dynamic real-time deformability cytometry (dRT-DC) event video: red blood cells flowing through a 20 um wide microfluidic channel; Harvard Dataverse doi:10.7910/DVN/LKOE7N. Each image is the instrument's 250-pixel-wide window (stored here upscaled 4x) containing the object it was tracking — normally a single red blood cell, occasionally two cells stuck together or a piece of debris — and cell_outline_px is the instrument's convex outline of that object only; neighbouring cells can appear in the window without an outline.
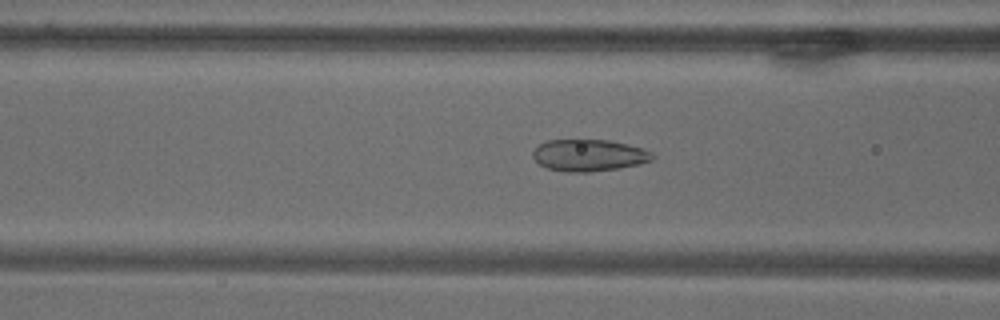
{"species": "common noctule bat (a hibernating species)", "species_latin": "Nyctalus noctula", "temperature_condition": "warm", "stored_images_in_passage": 72, "camera_frame_rate_fps": 3000, "um_per_image_px": 0.085, "animal": {"sex": "male", "body_mass_g": 18.8}, "frame": {"image": 1, "passage_image": 30, "time_ms": 9.667, "image_size_px": [1000, 320], "cell_outline_px": [[656, 156], [652, 160], [640, 164], [620, 168], [588, 172], [564, 172], [548, 168], [540, 164], [532, 156], [532, 152], [540, 144], [548, 140], [608, 140], [644, 148], [652, 152]], "centroid_in_image_um": [50.09, 13.2], "position_along_channel_um": 116.5, "area_um2": 22.2}}
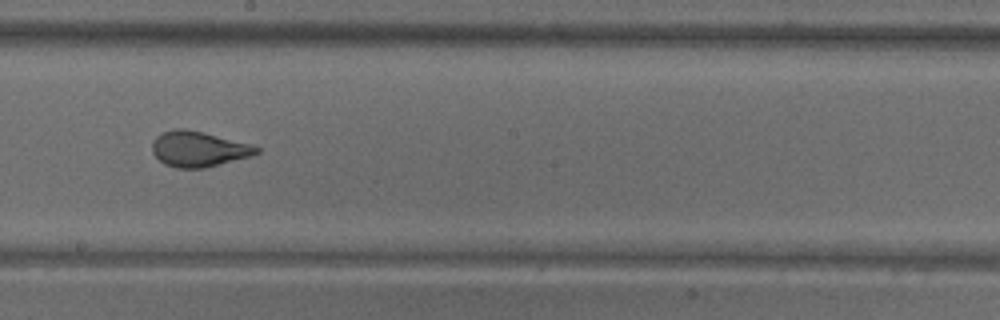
{"frame": {"image": 2, "passage_image": 42, "time_ms": 13.667, "image_size_px": [1000, 320], "cell_outline_px": [[260, 152], [252, 156], [204, 168], [176, 168], [164, 164], [152, 152], [152, 140], [156, 136], [164, 132], [176, 128], [184, 128], [248, 144], [260, 148]], "centroid_in_image_um": [16.84, 12.68], "position_along_channel_um": 231.4, "area_um2": 21.21}}
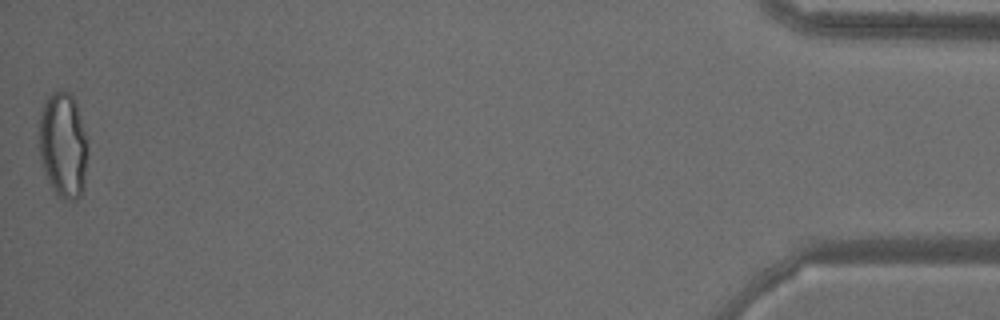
{"frame": {"image": 3, "passage_image": 72, "time_ms": 23.667, "image_size_px": [1000, 320], "cell_outline_px": [[88, 156], [84, 188], [80, 196], [72, 200], [68, 200], [56, 196], [44, 172], [40, 160], [40, 112], [48, 96], [52, 92], [68, 92], [72, 96], [76, 104], [88, 140]], "centroid_in_image_um": [5.39, 12.39], "position_along_channel_um": 429.8, "area_um2": 30.11}}